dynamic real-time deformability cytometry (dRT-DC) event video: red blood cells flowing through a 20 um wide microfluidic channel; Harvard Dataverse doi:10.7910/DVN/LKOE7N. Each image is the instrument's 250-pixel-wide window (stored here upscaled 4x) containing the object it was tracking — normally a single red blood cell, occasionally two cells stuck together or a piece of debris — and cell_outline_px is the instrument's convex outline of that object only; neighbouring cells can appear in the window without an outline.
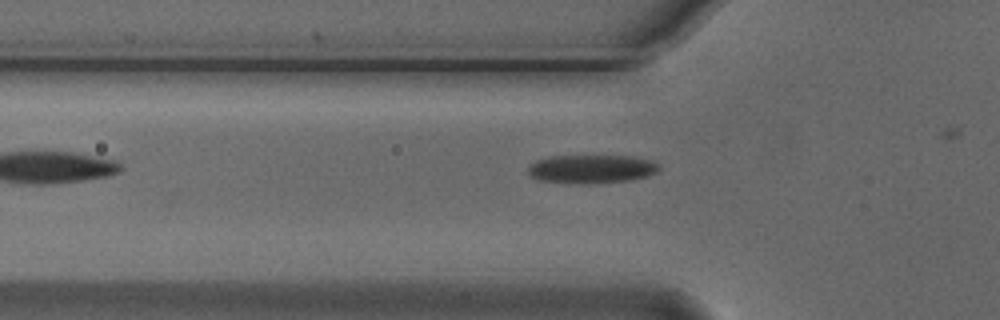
{"species": "Egyptian fruit bat (a non-hibernating species)", "species_latin": "Rousettus aegyptiacus", "temperature_condition": "cold", "stored_images_in_passage": 4, "camera_frame_rate_fps": 3000, "um_per_image_px": 0.085, "animal": {"sex": "male"}, "frame": {"image": 1, "passage_image": 2, "time_ms": 0.333, "image_size_px": [1000, 320], "cell_outline_px": [[660, 168], [656, 172], [648, 176], [628, 180], [592, 184], [540, 180], [532, 176], [528, 172], [528, 168], [536, 160], [552, 156], [632, 156], [652, 160], [660, 164]], "centroid_in_image_um": [50.34, 14.35], "position_along_channel_um": 75.5, "area_um2": 21.62}}
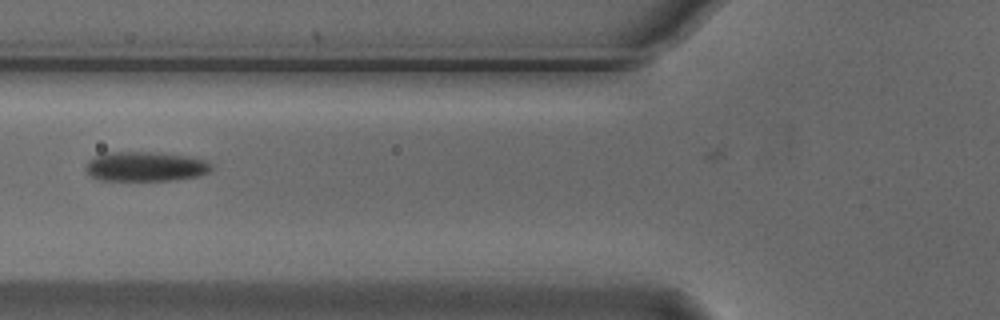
{"frame": {"image": 2, "passage_image": 3, "time_ms": 0.667, "image_size_px": [1000, 320], "cell_outline_px": [[212, 168], [208, 172], [200, 176], [172, 180], [100, 180], [92, 176], [84, 168], [88, 160], [104, 152], [160, 152], [188, 156], [204, 160], [212, 164]], "centroid_in_image_um": [12.37, 14.14], "position_along_channel_um": 113.4, "area_um2": 21.79}}